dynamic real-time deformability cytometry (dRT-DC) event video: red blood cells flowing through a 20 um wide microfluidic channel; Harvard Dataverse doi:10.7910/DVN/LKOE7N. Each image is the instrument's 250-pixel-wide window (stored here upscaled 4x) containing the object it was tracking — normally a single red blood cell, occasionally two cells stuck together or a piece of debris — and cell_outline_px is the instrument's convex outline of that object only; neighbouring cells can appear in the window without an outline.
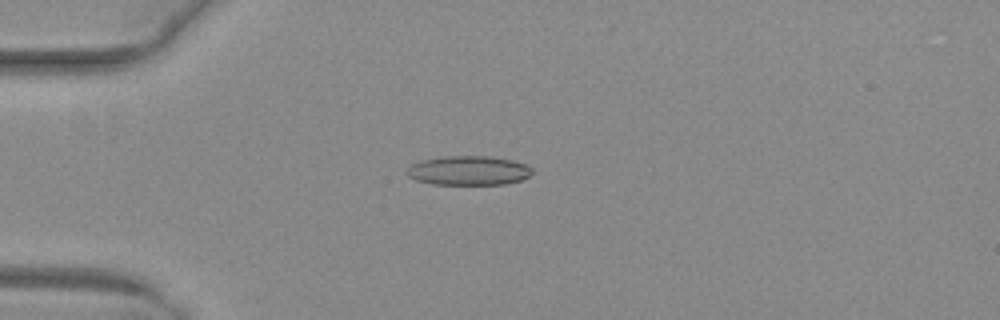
{"species": "common noctule bat (a hibernating species)", "species_latin": "Nyctalus noctula", "temperature_condition": "warm", "stored_images_in_passage": 52, "camera_frame_rate_fps": 3000, "um_per_image_px": 0.085, "animal": {"sex": "female", "body_mass_g": 29.2, "forearm_length_mm": 56.3}, "frame": {"image": 1, "passage_image": 15, "time_ms": 4.667, "image_size_px": [1000, 320], "cell_outline_px": [[532, 172], [528, 176], [520, 180], [504, 184], [432, 184], [416, 180], [408, 176], [404, 172], [412, 164], [420, 160], [444, 156], [488, 156], [512, 160], [528, 164], [532, 168]], "centroid_in_image_um": [39.81, 14.49], "position_along_channel_um": 45.2, "area_um2": 21.44}}
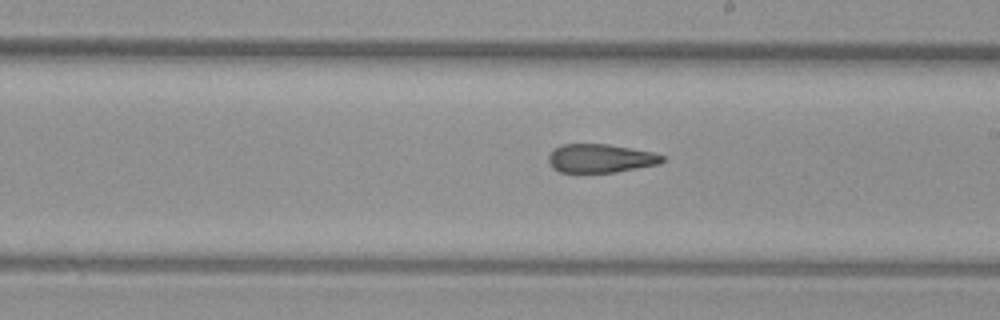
{"frame": {"image": 2, "passage_image": 31, "time_ms": 10.0, "image_size_px": [1000, 320], "cell_outline_px": [[664, 160], [660, 164], [616, 172], [560, 172], [552, 168], [548, 164], [548, 156], [552, 148], [560, 144], [608, 144], [632, 148], [652, 152], [664, 156]], "centroid_in_image_um": [51.0, 13.45], "position_along_channel_um": 238.0, "area_um2": 19.19}}
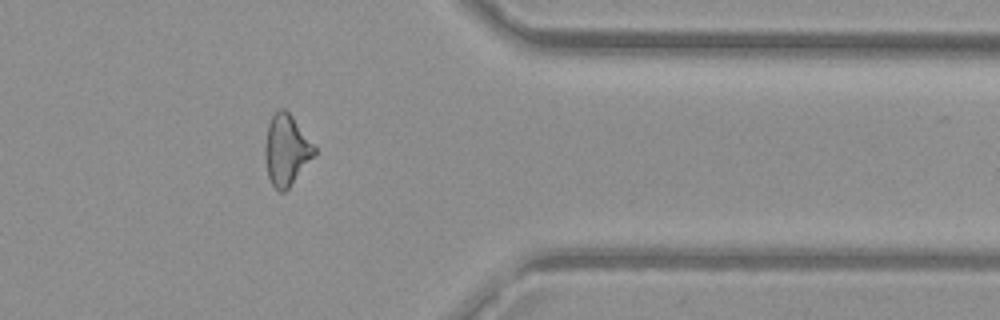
{"frame": {"image": 3, "passage_image": 43, "time_ms": 14.0, "image_size_px": [1000, 320], "cell_outline_px": [[316, 152], [288, 188], [284, 192], [280, 192], [272, 184], [268, 176], [264, 156], [264, 148], [268, 124], [272, 116], [280, 108], [284, 108], [292, 116], [316, 148]], "centroid_in_image_um": [24.31, 12.74], "position_along_channel_um": 387.1, "area_um2": 19.94}, "authors_computed_cell_mechanics": {"area_um2": 20.8947, "velocity_mm_per_s": 4.0672, "shape_relaxation_time_tau1_ms": null, "shape_relaxation_time_tau2_ms": 3.2023, "deformation_change_tau1": null, "deformation_change_tau2": 0.1398}}